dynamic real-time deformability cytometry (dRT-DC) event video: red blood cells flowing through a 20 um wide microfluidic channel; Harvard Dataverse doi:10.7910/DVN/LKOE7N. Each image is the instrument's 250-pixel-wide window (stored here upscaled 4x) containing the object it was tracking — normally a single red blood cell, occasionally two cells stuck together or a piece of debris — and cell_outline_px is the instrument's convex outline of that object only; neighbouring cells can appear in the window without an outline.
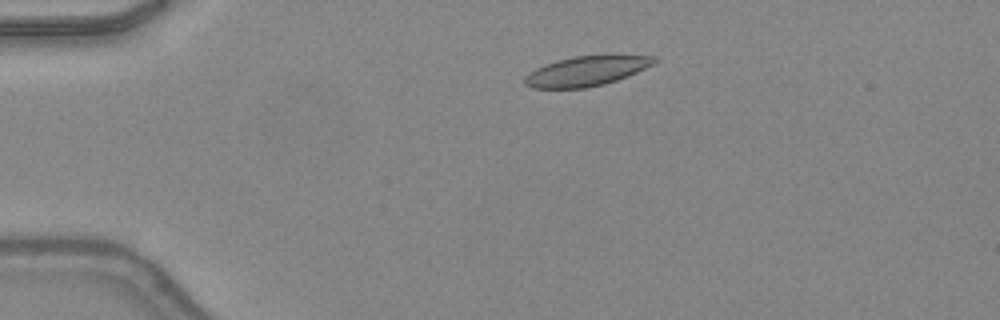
{"species": "common noctule bat (a hibernating species)", "species_latin": "Nyctalus noctula", "temperature_condition": "warm", "stored_images_in_passage": 46, "camera_frame_rate_fps": 3000, "um_per_image_px": 0.085, "animal": {"sex": "female", "body_mass_g": 24.6, "forearm_length_mm": 56.2}, "frame": {"image": 1, "passage_image": 9, "time_ms": 2.667, "image_size_px": [1000, 320], "cell_outline_px": [[660, 60], [628, 76], [604, 84], [584, 88], [532, 88], [524, 84], [524, 76], [528, 72], [544, 64], [556, 60], [576, 56], [656, 56]], "centroid_in_image_um": [49.78, 6.05], "position_along_channel_um": 35.2, "area_um2": 22.25}}
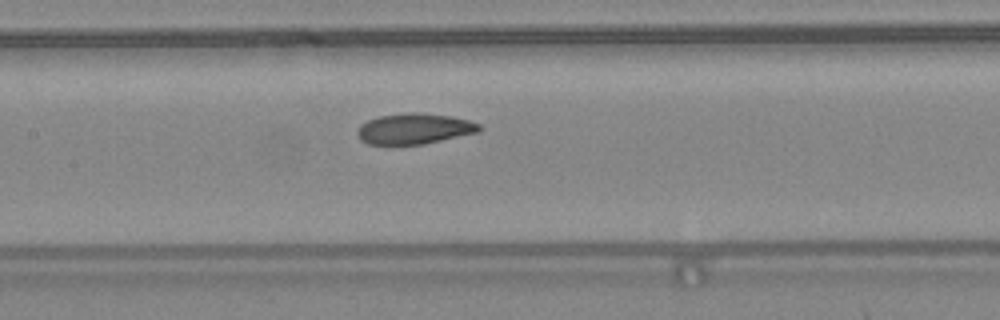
{"frame": {"image": 2, "passage_image": 22, "time_ms": 7.0, "image_size_px": [1000, 320], "cell_outline_px": [[484, 128], [480, 132], [424, 144], [368, 144], [360, 140], [356, 132], [360, 124], [368, 120], [380, 116], [408, 112], [416, 112], [452, 116], [468, 120], [480, 124]], "centroid_in_image_um": [35.25, 10.94], "position_along_channel_um": 172.2, "area_um2": 21.96}}
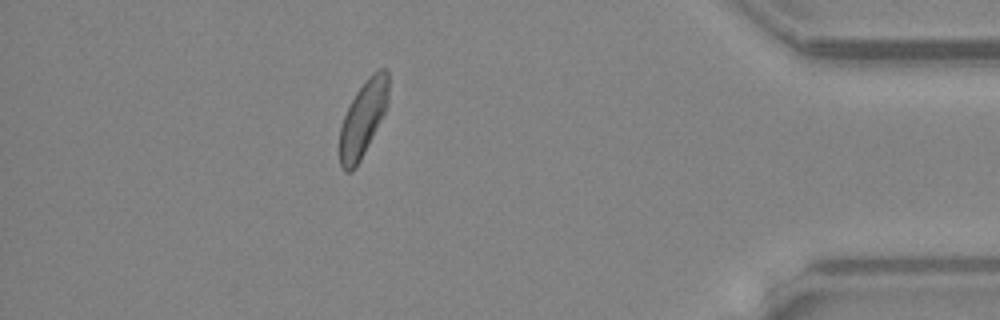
{"frame": {"image": 3, "passage_image": 41, "time_ms": 13.333, "image_size_px": [1000, 320], "cell_outline_px": [[388, 104], [356, 168], [352, 172], [344, 172], [340, 168], [340, 128], [344, 116], [356, 92], [368, 76], [372, 72], [380, 68], [388, 68]], "centroid_in_image_um": [30.85, 10.07], "position_along_channel_um": 404.3, "area_um2": 21.27}, "authors_computed_cell_mechanics": {"area_um2": 22.253, "velocity_mm_per_s": 4.3296, "shape_relaxation_time_tau1_ms": 5.8407, "shape_relaxation_time_tau2_ms": 1.8927, "deformation_change_tau1": 0.1578, "deformation_change_tau2": 0.0765}}